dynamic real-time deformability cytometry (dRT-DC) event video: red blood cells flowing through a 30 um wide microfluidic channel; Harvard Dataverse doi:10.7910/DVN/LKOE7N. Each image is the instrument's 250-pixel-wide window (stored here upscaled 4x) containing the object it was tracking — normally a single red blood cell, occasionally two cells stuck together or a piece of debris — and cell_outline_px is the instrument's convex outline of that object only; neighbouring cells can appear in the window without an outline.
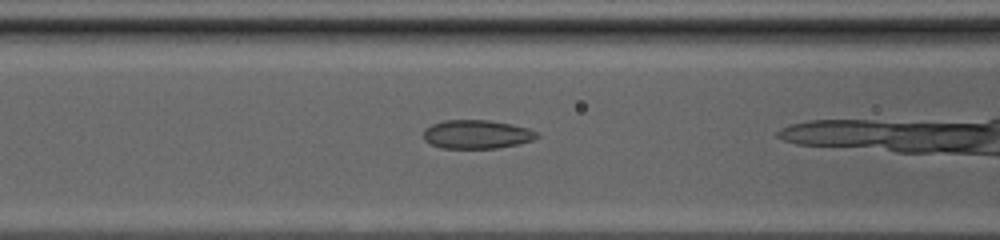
{"species": "common noctule bat (a hibernating species)", "species_latin": "Nyctalus noctula", "temperature_condition": "cold", "stored_images_in_passage": 38, "camera_frame_rate_fps": 3000, "um_per_image_px": 0.085, "animal": {"sex": "female", "body_mass_g": 20.0, "forearm_length_mm": 54.0}, "frame": {"image": 1, "passage_image": 19, "time_ms": 6.0, "image_size_px": [1000, 240], "cell_outline_px": [[540, 136], [532, 140], [520, 144], [496, 148], [440, 148], [424, 140], [424, 128], [432, 124], [444, 120], [488, 120], [512, 124], [528, 128], [536, 132]], "centroid_in_image_um": [40.52, 11.41], "position_along_channel_um": 126.1, "area_um2": 19.02}}
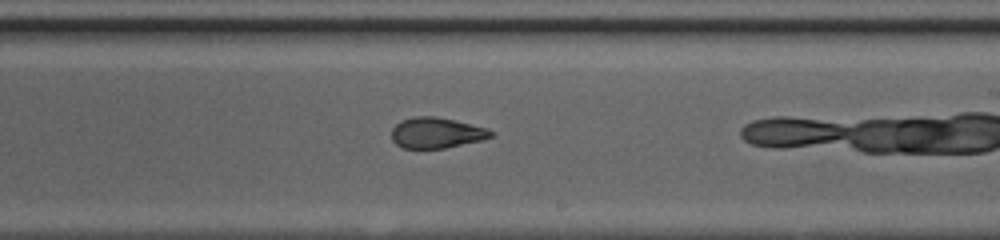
{"frame": {"image": 2, "passage_image": 28, "time_ms": 9.0, "image_size_px": [1000, 240], "cell_outline_px": [[496, 132], [492, 136], [480, 140], [444, 148], [404, 148], [396, 144], [392, 140], [392, 128], [400, 120], [412, 116], [436, 116], [488, 128]], "centroid_in_image_um": [37.08, 11.27], "position_along_channel_um": 251.9, "area_um2": 17.74}}
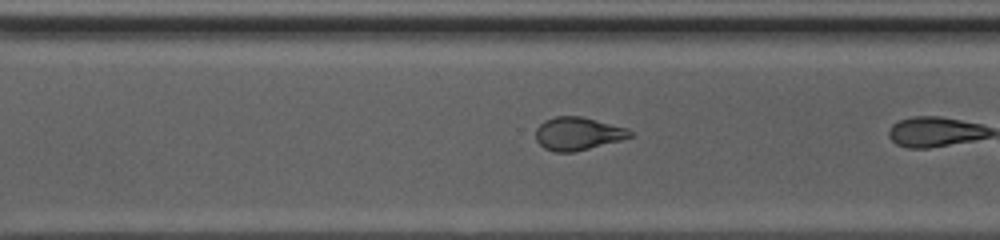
{"frame": {"image": 3, "passage_image": 33, "time_ms": 10.667, "image_size_px": [1000, 240], "cell_outline_px": [[632, 136], [620, 140], [572, 152], [552, 152], [544, 148], [536, 140], [536, 128], [544, 120], [556, 116], [580, 116], [628, 128], [632, 132]], "centroid_in_image_um": [49.08, 11.35], "position_along_channel_um": 321.5, "area_um2": 17.98}}